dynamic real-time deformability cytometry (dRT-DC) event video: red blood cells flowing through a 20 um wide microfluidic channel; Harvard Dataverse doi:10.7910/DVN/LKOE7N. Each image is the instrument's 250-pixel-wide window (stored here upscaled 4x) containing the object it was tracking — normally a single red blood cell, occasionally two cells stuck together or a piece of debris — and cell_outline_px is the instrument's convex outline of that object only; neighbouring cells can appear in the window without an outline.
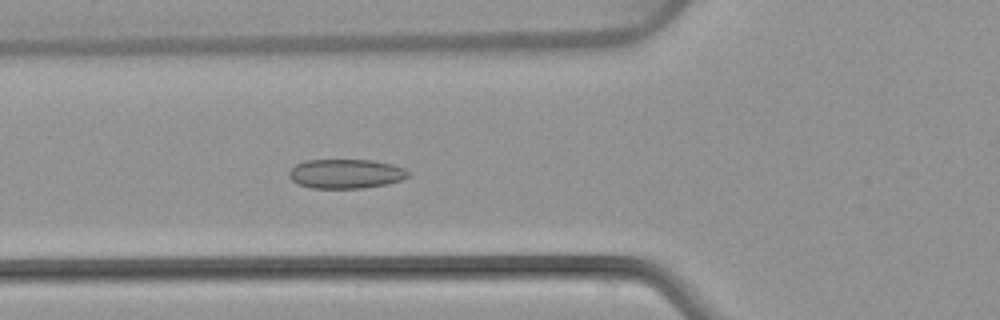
{"species": "common noctule bat (a hibernating species)", "species_latin": "Nyctalus noctula", "temperature_condition": "warm", "stored_images_in_passage": 5, "camera_frame_rate_fps": 3000, "um_per_image_px": 0.085, "animal": {"sex": "female", "body_mass_g": 22.7, "forearm_length_mm": 54.2}, "frame": {"image": 1, "passage_image": 5, "time_ms": 5.667, "image_size_px": [1000, 320], "cell_outline_px": [[412, 176], [400, 180], [384, 184], [364, 188], [312, 188], [296, 184], [288, 176], [288, 172], [296, 164], [308, 160], [372, 160], [392, 164], [408, 168], [412, 172]], "centroid_in_image_um": [29.44, 14.77], "position_along_channel_um": 96.4, "area_um2": 20.63}}